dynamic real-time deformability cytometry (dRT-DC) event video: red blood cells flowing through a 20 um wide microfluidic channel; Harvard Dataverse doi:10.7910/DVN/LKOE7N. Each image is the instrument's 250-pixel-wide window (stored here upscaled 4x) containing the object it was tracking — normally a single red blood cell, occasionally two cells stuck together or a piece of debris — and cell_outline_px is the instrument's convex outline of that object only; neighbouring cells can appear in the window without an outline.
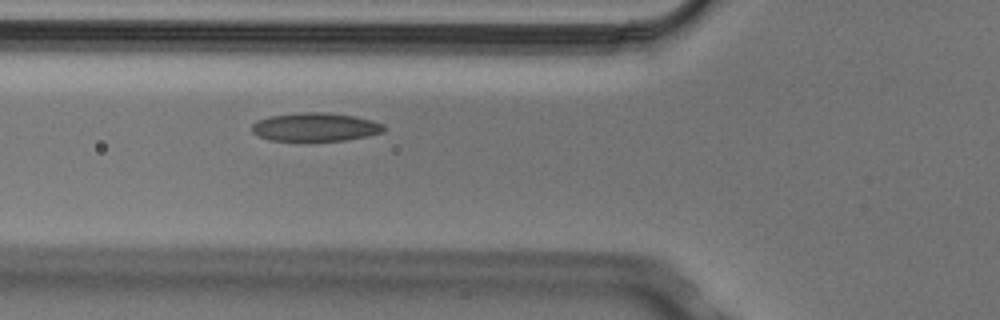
{"species": "Egyptian fruit bat (a non-hibernating species)", "species_latin": "Rousettus aegyptiacus", "temperature_condition": "cold", "stored_images_in_passage": 3, "camera_frame_rate_fps": 3000, "um_per_image_px": 0.085, "animal": {"sex": "male"}, "frame": {"image": 1, "passage_image": 3, "time_ms": 0.667, "image_size_px": [1000, 320], "cell_outline_px": [[384, 132], [344, 140], [268, 140], [252, 132], [252, 124], [256, 120], [268, 116], [308, 112], [324, 112], [356, 116], [372, 120], [384, 124]], "centroid_in_image_um": [26.79, 10.78], "position_along_channel_um": 99.0, "area_um2": 21.68}}